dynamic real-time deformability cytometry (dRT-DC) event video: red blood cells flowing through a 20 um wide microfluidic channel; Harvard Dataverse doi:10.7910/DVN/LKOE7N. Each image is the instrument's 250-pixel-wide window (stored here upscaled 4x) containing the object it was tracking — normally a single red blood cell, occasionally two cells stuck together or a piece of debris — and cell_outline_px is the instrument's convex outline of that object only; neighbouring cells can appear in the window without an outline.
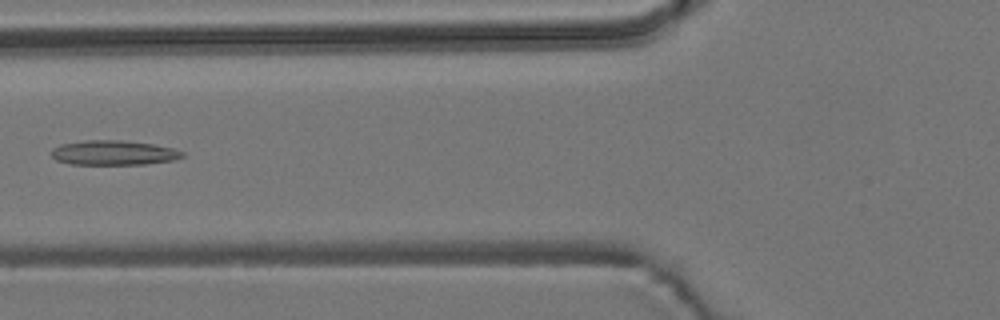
{"species": "common noctule bat (a hibernating species)", "species_latin": "Nyctalus noctula", "temperature_condition": "room temperature", "stored_images_in_passage": 4, "camera_frame_rate_fps": 3000, "um_per_image_px": 0.085, "animal": {"sex": "male", "body_mass_g": 19.2, "forearm_length_mm": 51.8}, "frame": {"image": 1, "passage_image": 3, "time_ms": 2.667, "image_size_px": [1000, 320], "cell_outline_px": [[184, 156], [172, 160], [144, 164], [72, 164], [56, 160], [52, 156], [52, 148], [60, 144], [84, 140], [120, 140], [152, 144], [172, 148], [184, 152]], "centroid_in_image_um": [9.63, 12.98], "position_along_channel_um": 116.2, "area_um2": 18.67}}
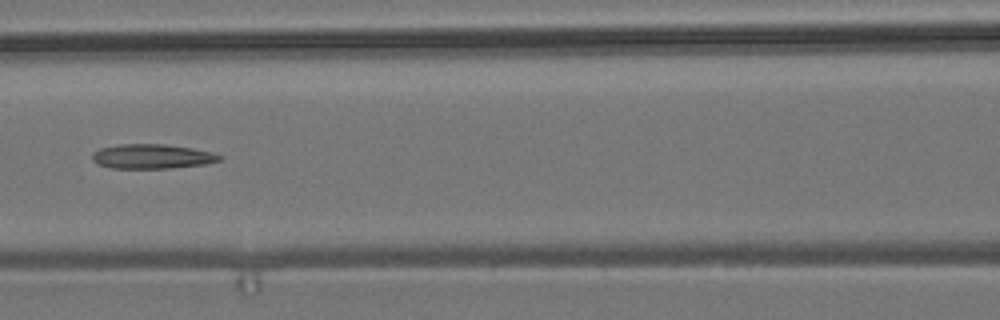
{"frame": {"image": 2, "passage_image": 4, "time_ms": 3.667, "image_size_px": [1000, 320], "cell_outline_px": [[224, 156], [220, 160], [204, 164], [168, 168], [112, 168], [96, 164], [92, 160], [92, 152], [100, 148], [120, 144], [164, 144], [192, 148], [212, 152]], "centroid_in_image_um": [12.89, 13.29], "position_along_channel_um": 153.7, "area_um2": 18.21}}